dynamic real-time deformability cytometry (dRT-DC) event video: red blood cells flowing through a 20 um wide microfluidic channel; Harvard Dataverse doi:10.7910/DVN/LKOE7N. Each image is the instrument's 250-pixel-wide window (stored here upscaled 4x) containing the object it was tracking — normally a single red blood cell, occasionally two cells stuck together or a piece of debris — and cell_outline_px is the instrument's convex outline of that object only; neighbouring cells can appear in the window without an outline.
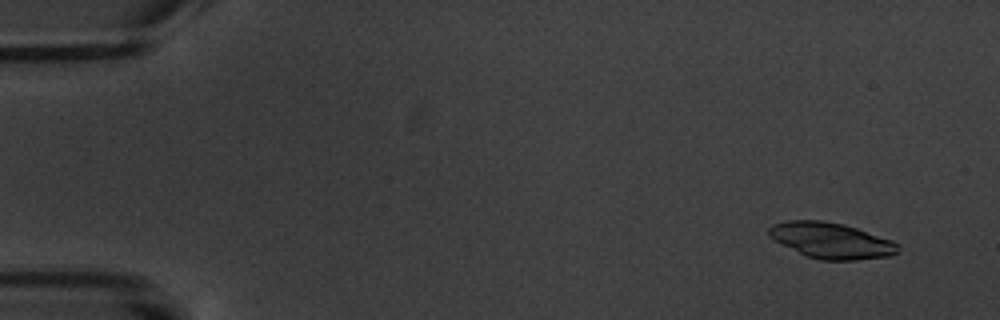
{"species": "common noctule bat (a hibernating species)", "species_latin": "Nyctalus noctula", "temperature_condition": "warm", "stored_images_in_passage": 7, "camera_frame_rate_fps": 3000, "um_per_image_px": 0.085, "animal": {"sex": "male", "body_mass_g": 20.1, "forearm_length_mm": 53.5}, "frame": {"image": 1, "passage_image": 2, "time_ms": 1.0, "image_size_px": [1000, 320], "cell_outline_px": [[900, 252], [888, 256], [856, 260], [820, 260], [808, 256], [772, 240], [768, 236], [768, 228], [772, 224], [788, 220], [820, 220], [844, 224], [892, 240], [900, 244]], "centroid_in_image_um": [70.65, 20.44], "position_along_channel_um": 14.3, "area_um2": 27.05}}